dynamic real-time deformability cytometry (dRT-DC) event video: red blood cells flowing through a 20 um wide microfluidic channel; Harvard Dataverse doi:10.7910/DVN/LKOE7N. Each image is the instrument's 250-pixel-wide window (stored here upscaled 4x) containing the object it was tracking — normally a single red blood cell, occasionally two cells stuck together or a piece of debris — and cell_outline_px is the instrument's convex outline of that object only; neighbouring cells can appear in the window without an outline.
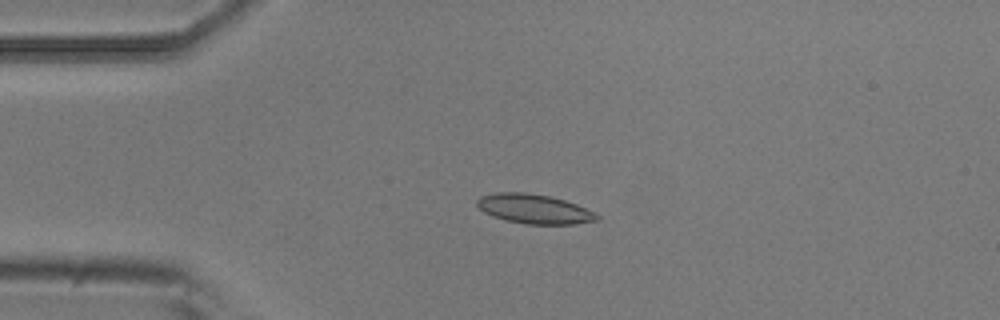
{"species": "common noctule bat (a hibernating species)", "species_latin": "Nyctalus noctula", "temperature_condition": "room temperature", "stored_images_in_passage": 5, "camera_frame_rate_fps": 3000, "um_per_image_px": 0.085, "animal": {"sex": "male", "body_mass_g": 20.5, "forearm_length_mm": 52.5}, "frame": {"image": 1, "passage_image": 4, "time_ms": 1.0, "image_size_px": [1000, 320], "cell_outline_px": [[600, 220], [572, 224], [524, 224], [492, 216], [484, 212], [476, 204], [476, 200], [480, 196], [496, 192], [524, 192], [552, 196], [576, 204], [600, 216]], "centroid_in_image_um": [45.38, 17.75], "position_along_channel_um": 39.6, "area_um2": 20.52}}